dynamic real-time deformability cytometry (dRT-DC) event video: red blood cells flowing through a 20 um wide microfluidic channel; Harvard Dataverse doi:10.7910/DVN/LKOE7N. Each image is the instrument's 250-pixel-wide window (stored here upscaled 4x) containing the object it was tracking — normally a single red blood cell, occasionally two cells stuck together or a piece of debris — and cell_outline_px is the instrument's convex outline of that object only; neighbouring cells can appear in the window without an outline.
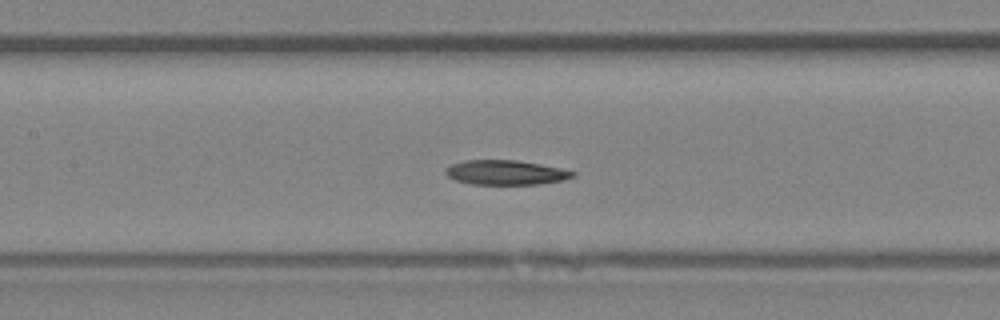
{"species": "Egyptian fruit bat (a non-hibernating species)", "species_latin": "Rousettus aegyptiacus", "temperature_condition": "room temperature", "stored_images_in_passage": 49, "camera_frame_rate_fps": 3000, "um_per_image_px": 0.085, "animal": {"sex": "female"}, "frame": {"image": 1, "passage_image": 22, "time_ms": 7.0, "image_size_px": [1000, 320], "cell_outline_px": [[576, 176], [564, 180], [540, 184], [472, 184], [456, 180], [448, 176], [444, 172], [444, 168], [452, 164], [464, 160], [516, 160], [540, 164], [560, 168], [576, 172]], "centroid_in_image_um": [42.99, 14.66], "position_along_channel_um": 164.4, "area_um2": 18.26}}